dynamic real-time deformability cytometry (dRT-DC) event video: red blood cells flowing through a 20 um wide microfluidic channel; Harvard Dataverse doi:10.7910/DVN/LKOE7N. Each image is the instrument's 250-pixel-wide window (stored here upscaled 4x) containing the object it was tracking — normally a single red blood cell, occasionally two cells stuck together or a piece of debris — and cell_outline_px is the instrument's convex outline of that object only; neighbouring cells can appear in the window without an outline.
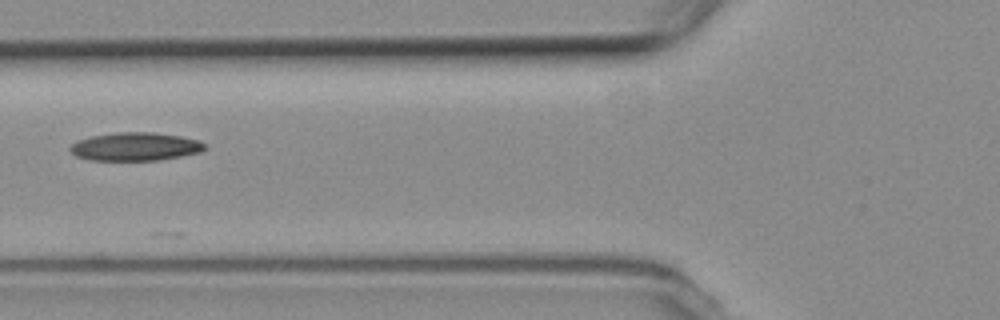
{"species": "common noctule bat (a hibernating species)", "species_latin": "Nyctalus noctula", "temperature_condition": "room temperature", "stored_images_in_passage": 3, "camera_frame_rate_fps": 3000, "um_per_image_px": 0.085, "animal": {"sex": "female", "body_mass_g": 19.3, "forearm_length_mm": 54.1}, "frame": {"image": 1, "passage_image": 2, "time_ms": 1.333, "image_size_px": [1000, 320], "cell_outline_px": [[204, 148], [200, 152], [180, 156], [156, 160], [92, 160], [76, 156], [68, 148], [72, 144], [80, 140], [92, 136], [116, 132], [152, 132], [180, 136], [200, 140], [204, 144]], "centroid_in_image_um": [11.49, 12.45], "position_along_channel_um": 114.3, "area_um2": 21.91}}